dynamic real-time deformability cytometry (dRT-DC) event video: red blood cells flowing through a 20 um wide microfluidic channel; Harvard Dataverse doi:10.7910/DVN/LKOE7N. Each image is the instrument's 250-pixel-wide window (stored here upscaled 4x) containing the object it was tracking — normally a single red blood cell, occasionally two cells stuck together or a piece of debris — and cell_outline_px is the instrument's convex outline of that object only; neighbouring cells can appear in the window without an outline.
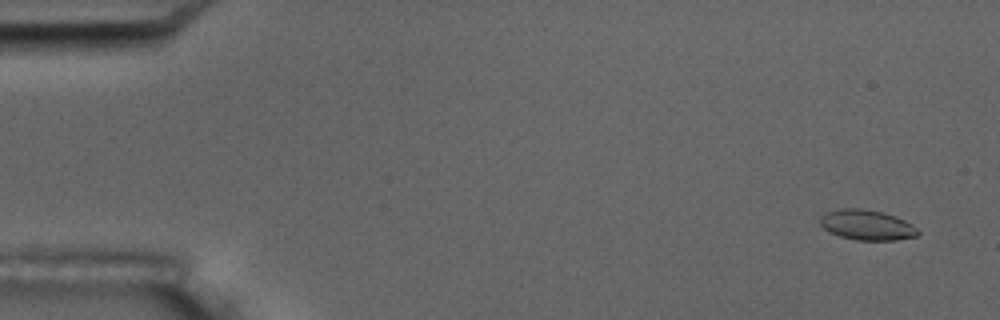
{"species": "common noctule bat (a hibernating species)", "species_latin": "Nyctalus noctula", "temperature_condition": "room temperature", "stored_images_in_passage": 5, "camera_frame_rate_fps": 3000, "um_per_image_px": 0.085, "animal": {"sex": "male", "body_mass_g": 17.5, "forearm_length_mm": 52.3}, "frame": {"image": 1, "passage_image": 1, "time_ms": 0.0, "image_size_px": [1000, 320], "cell_outline_px": [[920, 232], [916, 236], [896, 240], [856, 240], [840, 236], [828, 232], [820, 224], [820, 216], [824, 212], [840, 208], [860, 208], [880, 212], [896, 216], [912, 224]], "centroid_in_image_um": [73.65, 19.12], "position_along_channel_um": 11.3, "area_um2": 17.28}}
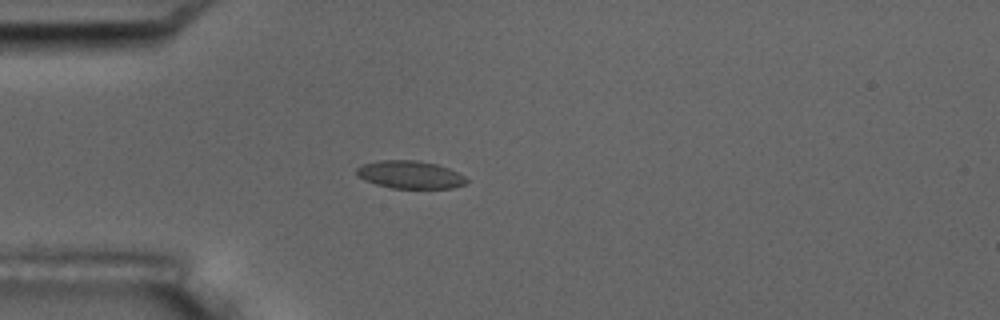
{"frame": {"image": 2, "passage_image": 4, "time_ms": 4.333, "image_size_px": [1000, 320], "cell_outline_px": [[468, 180], [464, 184], [452, 188], [392, 188], [376, 184], [364, 180], [356, 176], [356, 168], [360, 164], [380, 160], [420, 160], [436, 164], [448, 168], [464, 176]], "centroid_in_image_um": [34.8, 14.84], "position_along_channel_um": 50.2, "area_um2": 17.86}}